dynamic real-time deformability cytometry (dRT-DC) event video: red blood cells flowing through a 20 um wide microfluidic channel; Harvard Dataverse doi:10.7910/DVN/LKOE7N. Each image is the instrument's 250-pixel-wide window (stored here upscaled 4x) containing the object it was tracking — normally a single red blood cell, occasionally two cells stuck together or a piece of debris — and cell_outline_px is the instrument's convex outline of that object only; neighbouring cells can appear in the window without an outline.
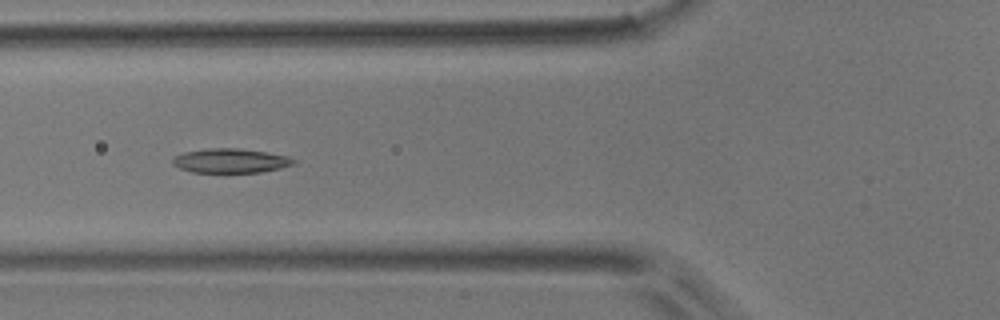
{"species": "common noctule bat (a hibernating species)", "species_latin": "Nyctalus noctula", "temperature_condition": "room temperature", "stored_images_in_passage": 8, "camera_frame_rate_fps": 3000, "um_per_image_px": 0.085, "animal": {"sex": "male", "body_mass_g": 17.9}, "frame": {"image": 1, "passage_image": 6, "time_ms": 5.667, "image_size_px": [1000, 320], "cell_outline_px": [[296, 164], [280, 168], [260, 172], [192, 172], [180, 168], [172, 164], [172, 160], [176, 156], [184, 152], [208, 148], [240, 148], [288, 156], [296, 160]], "centroid_in_image_um": [19.61, 13.66], "position_along_channel_um": 106.2, "area_um2": 17.05}}
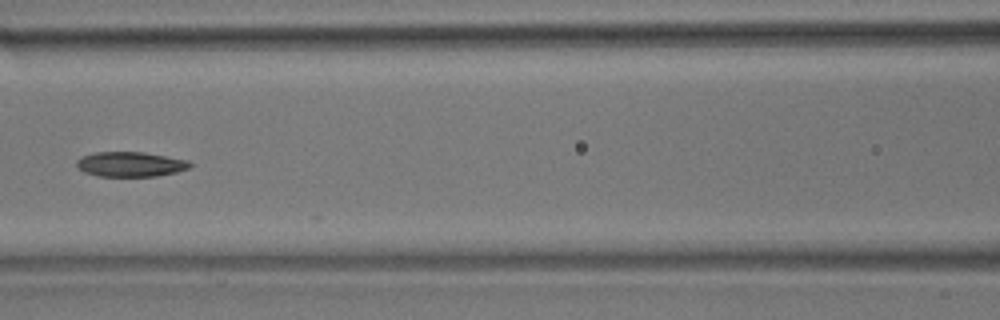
{"frame": {"image": 2, "passage_image": 7, "time_ms": 7.0, "image_size_px": [1000, 320], "cell_outline_px": [[192, 164], [188, 168], [176, 172], [156, 176], [96, 176], [84, 172], [76, 164], [76, 160], [80, 156], [92, 152], [144, 152], [188, 160]], "centroid_in_image_um": [11.05, 13.95], "position_along_channel_um": 155.6, "area_um2": 16.47}}